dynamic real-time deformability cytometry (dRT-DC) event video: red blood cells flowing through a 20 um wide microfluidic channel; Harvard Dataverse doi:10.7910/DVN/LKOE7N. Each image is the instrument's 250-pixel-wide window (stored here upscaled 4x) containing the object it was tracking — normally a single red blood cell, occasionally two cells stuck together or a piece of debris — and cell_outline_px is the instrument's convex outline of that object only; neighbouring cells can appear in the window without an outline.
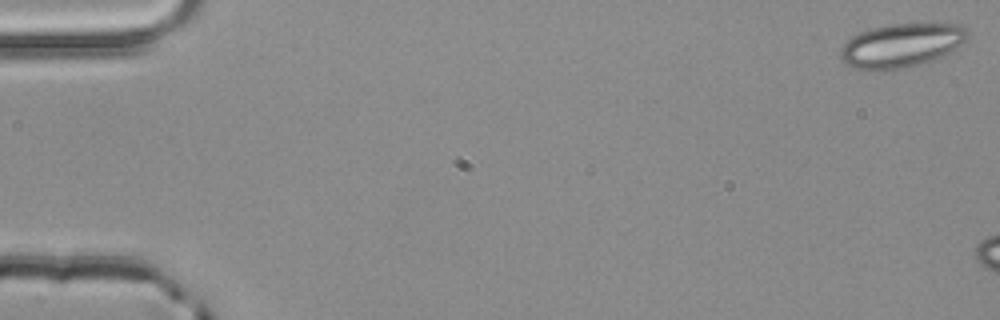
{"species": "common noctule bat (a hibernating species)", "species_latin": "Nyctalus noctula", "temperature_condition": "room temperature", "stored_images_in_passage": 4, "segment_of_instrument_passage": [2, 2], "camera_frame_rate_fps": 3000, "um_per_image_px": 0.085, "animal": {"sex": "male", "body_mass_g": 20.4}, "frame": {"image": 1, "passage_image": 4, "time_ms": 1.0, "image_size_px": [1000, 320], "cell_outline_px": [[968, 40], [948, 52], [932, 60], [920, 64], [904, 68], [884, 72], [872, 72], [852, 68], [844, 64], [840, 56], [840, 48], [852, 36], [860, 32], [872, 28], [888, 24], [960, 24], [968, 32]], "centroid_in_image_um": [76.55, 3.89], "position_along_channel_um": 8.4, "area_um2": 32.83}}